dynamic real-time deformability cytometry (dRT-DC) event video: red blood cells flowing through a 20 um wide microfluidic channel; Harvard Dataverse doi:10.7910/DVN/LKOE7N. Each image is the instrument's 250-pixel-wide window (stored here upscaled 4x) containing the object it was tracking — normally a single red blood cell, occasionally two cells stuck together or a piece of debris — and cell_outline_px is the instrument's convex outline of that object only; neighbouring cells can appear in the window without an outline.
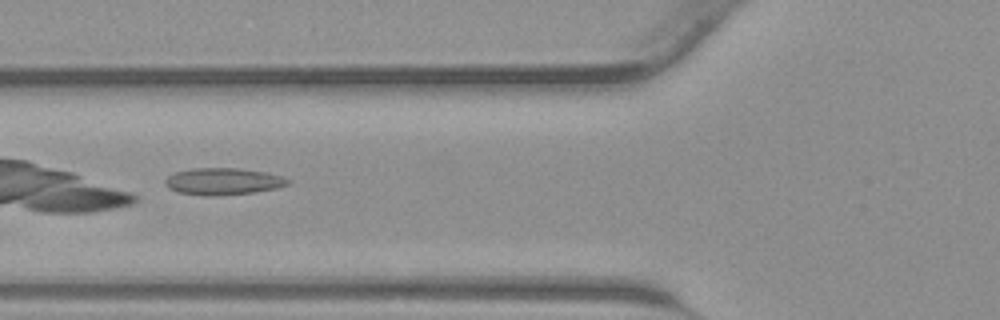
{"species": "common noctule bat (a hibernating species)", "species_latin": "Nyctalus noctula", "temperature_condition": "warm", "stored_images_in_passage": 38, "camera_frame_rate_fps": 3000, "um_per_image_px": 0.085, "animal": {"sex": "male", "body_mass_g": 23.1, "forearm_length_mm": 52.7}, "frame": {"image": 1, "passage_image": 17, "time_ms": 5.333, "image_size_px": [1000, 320], "cell_outline_px": [[292, 180], [288, 184], [276, 188], [256, 192], [212, 196], [204, 196], [176, 192], [168, 188], [164, 184], [164, 180], [168, 176], [176, 172], [192, 168], [236, 168], [268, 172]], "centroid_in_image_um": [18.94, 15.42], "position_along_channel_um": 106.9, "area_um2": 19.36}}
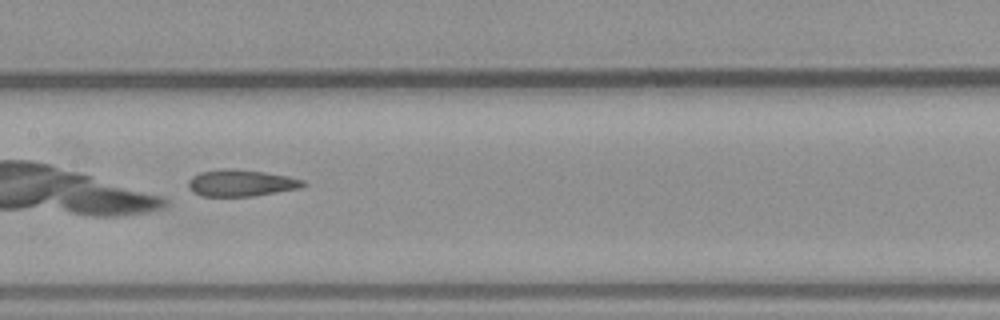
{"frame": {"image": 2, "passage_image": 22, "time_ms": 7.0, "image_size_px": [1000, 320], "cell_outline_px": [[308, 184], [300, 188], [252, 196], [200, 196], [192, 192], [188, 188], [188, 180], [192, 176], [200, 172], [224, 168], [228, 168], [264, 172], [288, 176], [304, 180]], "centroid_in_image_um": [20.47, 15.55], "position_along_channel_um": 186.9, "area_um2": 17.92}}
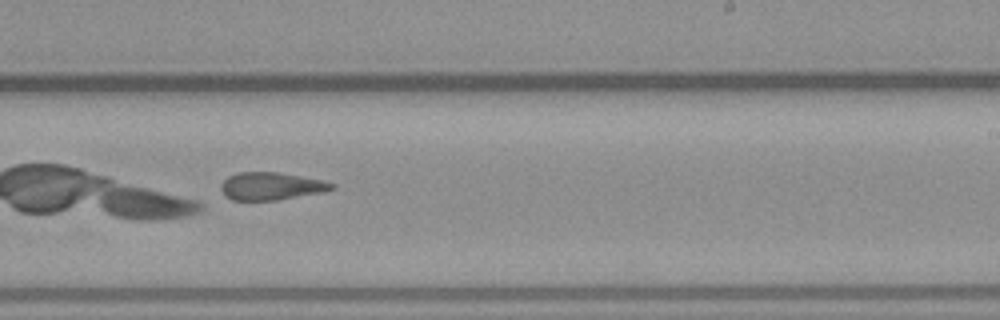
{"frame": {"image": 3, "passage_image": 27, "time_ms": 8.667, "image_size_px": [1000, 320], "cell_outline_px": [[336, 188], [324, 192], [280, 200], [232, 200], [224, 196], [220, 188], [220, 184], [228, 176], [236, 172], [276, 172], [300, 176], [320, 180], [336, 184]], "centroid_in_image_um": [23.03, 15.83], "position_along_channel_um": 266.0, "area_um2": 18.03}}